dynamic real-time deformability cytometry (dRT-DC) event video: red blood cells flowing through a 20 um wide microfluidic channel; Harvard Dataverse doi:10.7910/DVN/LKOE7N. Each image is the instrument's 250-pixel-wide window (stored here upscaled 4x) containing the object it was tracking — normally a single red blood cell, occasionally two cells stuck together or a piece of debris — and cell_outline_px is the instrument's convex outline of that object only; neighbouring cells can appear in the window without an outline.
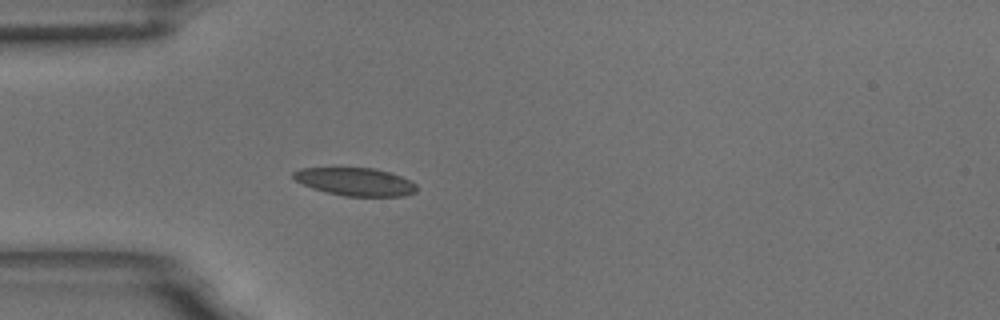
{"species": "common noctule bat (a hibernating species)", "species_latin": "Nyctalus noctula", "temperature_condition": "room temperature", "stored_images_in_passage": 4, "camera_frame_rate_fps": 3000, "um_per_image_px": 0.085, "animal": {"sex": "male", "body_mass_g": 18.8}, "frame": {"image": 1, "passage_image": 4, "time_ms": 1.0, "image_size_px": [1000, 320], "cell_outline_px": [[416, 192], [404, 196], [344, 196], [312, 188], [296, 180], [292, 176], [292, 172], [300, 168], [372, 168], [392, 172], [412, 180], [416, 184]], "centroid_in_image_um": [30.25, 15.44], "position_along_channel_um": 54.8, "area_um2": 20.11}}